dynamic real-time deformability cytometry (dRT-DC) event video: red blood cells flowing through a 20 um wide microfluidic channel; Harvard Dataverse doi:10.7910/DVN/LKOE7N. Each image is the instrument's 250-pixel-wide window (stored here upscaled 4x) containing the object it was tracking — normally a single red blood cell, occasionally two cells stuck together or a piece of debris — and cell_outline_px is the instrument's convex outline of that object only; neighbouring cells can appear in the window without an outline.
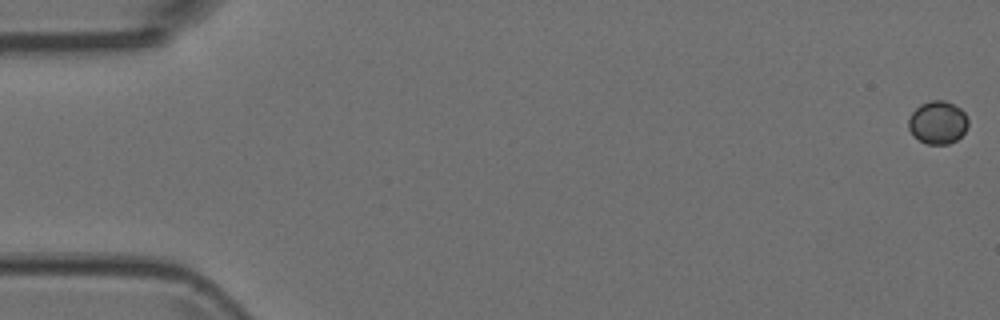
{"species": "Egyptian fruit bat (a non-hibernating species)", "species_latin": "Rousettus aegyptiacus", "temperature_condition": "room temperature", "stored_images_in_passage": 10, "camera_frame_rate_fps": 3000, "um_per_image_px": 0.085, "animal": {"sex": "female"}, "frame": {"image": 1, "passage_image": 1, "time_ms": 0.0, "image_size_px": [1000, 320], "cell_outline_px": [[968, 128], [956, 140], [948, 144], [928, 144], [920, 140], [908, 128], [908, 120], [912, 112], [920, 104], [932, 100], [944, 100], [960, 108], [964, 112], [968, 120]], "centroid_in_image_um": [79.72, 10.4], "position_along_channel_um": 5.3, "area_um2": 14.8}}
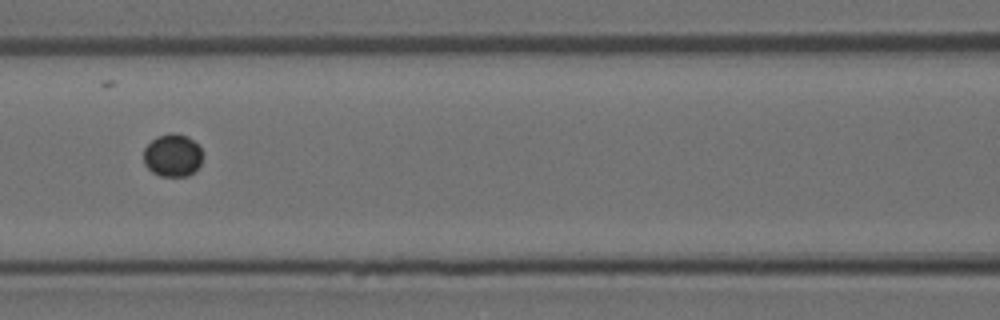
{"frame": {"image": 2, "passage_image": 7, "time_ms": 2.0, "image_size_px": [1000, 320], "cell_outline_px": [[204, 156], [200, 164], [188, 176], [160, 176], [152, 172], [144, 164], [144, 148], [156, 136], [172, 132], [188, 136], [200, 148]], "centroid_in_image_um": [14.66, 13.2], "position_along_channel_um": 151.9, "area_um2": 14.74}}
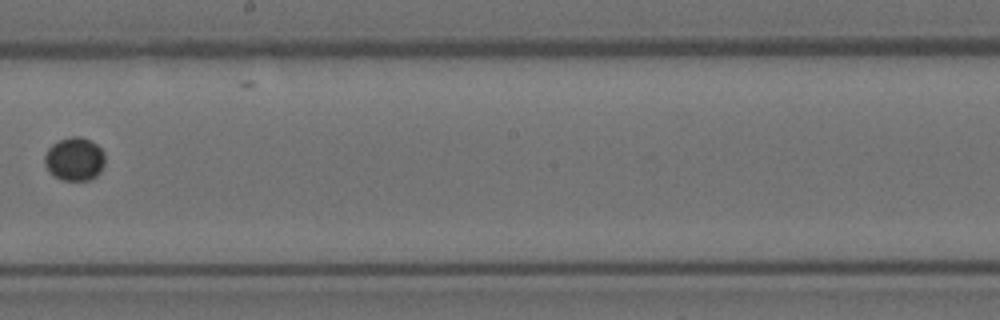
{"frame": {"image": 3, "passage_image": 9, "time_ms": 2.667, "image_size_px": [1000, 320], "cell_outline_px": [[104, 164], [100, 172], [96, 176], [88, 180], [64, 180], [56, 176], [44, 164], [44, 156], [48, 148], [52, 144], [60, 140], [72, 136], [80, 136], [96, 144], [104, 152]], "centroid_in_image_um": [6.34, 13.51], "position_along_channel_um": 241.9, "area_um2": 15.03}}